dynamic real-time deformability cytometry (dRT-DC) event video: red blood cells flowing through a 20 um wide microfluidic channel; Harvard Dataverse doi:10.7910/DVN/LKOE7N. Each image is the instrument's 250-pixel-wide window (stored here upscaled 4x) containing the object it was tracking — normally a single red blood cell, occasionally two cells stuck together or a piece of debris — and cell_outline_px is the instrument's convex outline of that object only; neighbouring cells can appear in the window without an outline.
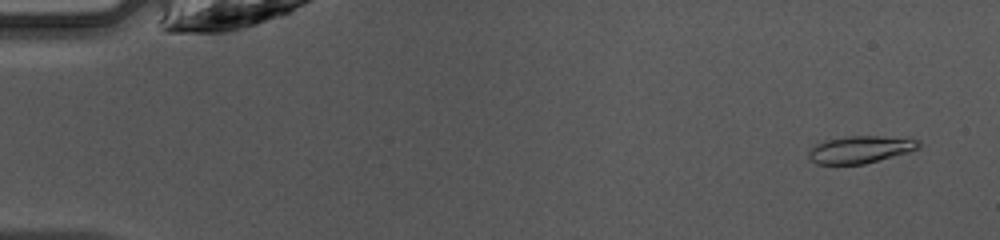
{"species": "common noctule bat (a hibernating species)", "species_latin": "Nyctalus noctula", "temperature_condition": "warm", "stored_images_in_passage": 47, "camera_frame_rate_fps": 3000, "um_per_image_px": 0.085, "animal": {"sex": "female", "body_mass_g": 10.0, "forearm_length_mm": 53.1}, "frame": {"image": 1, "passage_image": 3, "time_ms": 0.667, "image_size_px": [1000, 240], "cell_outline_px": [[920, 148], [908, 152], [864, 164], [816, 164], [808, 156], [808, 152], [816, 144], [824, 140], [848, 136], [880, 136], [920, 140]], "centroid_in_image_um": [73.11, 12.7], "position_along_channel_um": 11.9, "area_um2": 17.34}}
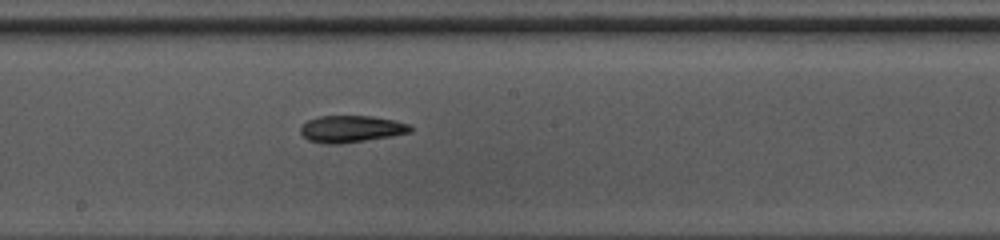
{"frame": {"image": 2, "passage_image": 26, "time_ms": 8.333, "image_size_px": [1000, 240], "cell_outline_px": [[412, 132], [340, 144], [324, 144], [308, 140], [300, 132], [300, 124], [316, 116], [372, 116], [396, 120], [412, 124]], "centroid_in_image_um": [29.83, 10.94], "position_along_channel_um": 218.4, "area_um2": 17.34}}
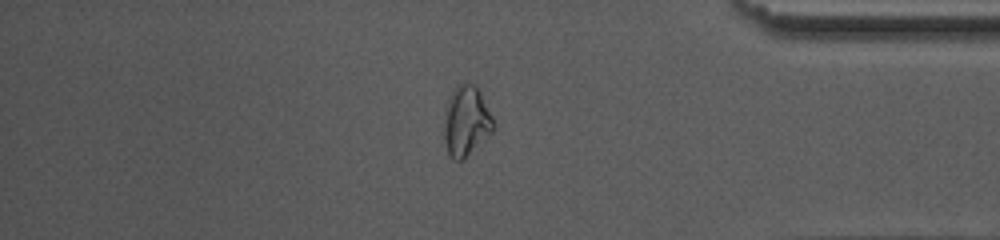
{"frame": {"image": 3, "passage_image": 40, "time_ms": 13.0, "image_size_px": [1000, 240], "cell_outline_px": [[492, 132], [464, 160], [452, 160], [448, 156], [444, 140], [444, 112], [448, 100], [452, 92], [460, 84], [472, 84], [480, 92], [492, 116]], "centroid_in_image_um": [39.59, 10.36], "position_along_channel_um": 395.6, "area_um2": 19.94}, "authors_computed_cell_mechanics": {"area_um2": 17.34, "velocity_mm_per_s": 4.2526, "shape_relaxation_time_tau1_ms": null, "shape_relaxation_time_tau2_ms": 4.9303, "deformation_change_tau1": null, "deformation_change_tau2": 0.1458}}